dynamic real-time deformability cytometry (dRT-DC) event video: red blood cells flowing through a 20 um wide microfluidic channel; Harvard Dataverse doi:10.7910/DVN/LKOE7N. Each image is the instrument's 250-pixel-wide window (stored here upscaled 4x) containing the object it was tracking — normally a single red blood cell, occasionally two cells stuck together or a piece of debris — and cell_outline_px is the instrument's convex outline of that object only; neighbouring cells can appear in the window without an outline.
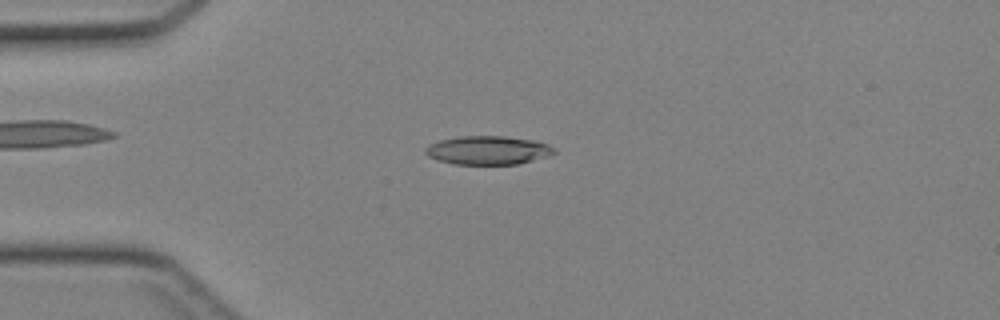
{"species": "Egyptian fruit bat (a non-hibernating species)", "species_latin": "Rousettus aegyptiacus", "temperature_condition": "cold", "stored_images_in_passage": 43, "camera_frame_rate_fps": 3000, "um_per_image_px": 0.085, "animal": {"sex": "female"}, "frame": {"image": 1, "passage_image": 11, "time_ms": 3.333, "image_size_px": [1000, 320], "cell_outline_px": [[556, 152], [548, 156], [516, 164], [452, 164], [428, 156], [424, 152], [424, 148], [428, 144], [440, 140], [460, 136], [504, 136], [532, 140], [548, 144], [556, 148]], "centroid_in_image_um": [41.46, 12.76], "position_along_channel_um": 43.5, "area_um2": 21.44}}
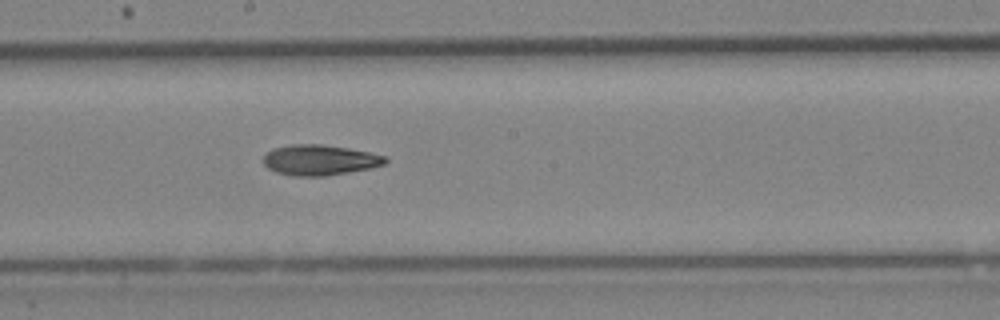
{"frame": {"image": 2, "passage_image": 24, "time_ms": 7.667, "image_size_px": [1000, 320], "cell_outline_px": [[388, 160], [384, 164], [372, 168], [324, 176], [296, 176], [276, 172], [268, 168], [264, 164], [264, 156], [272, 148], [292, 144], [320, 144], [348, 148], [388, 156]], "centroid_in_image_um": [27.19, 13.6], "position_along_channel_um": 221.0, "area_um2": 21.62}}
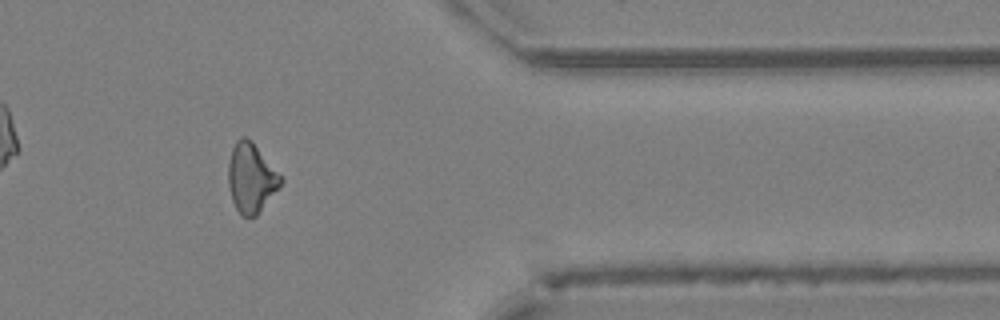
{"frame": {"image": 3, "passage_image": 36, "time_ms": 11.667, "image_size_px": [1000, 320], "cell_outline_px": [[284, 180], [280, 188], [256, 216], [248, 220], [240, 216], [232, 200], [228, 184], [228, 164], [232, 148], [236, 140], [240, 136], [244, 136], [252, 140]], "centroid_in_image_um": [21.34, 15.16], "position_along_channel_um": 390.1, "area_um2": 21.56}}